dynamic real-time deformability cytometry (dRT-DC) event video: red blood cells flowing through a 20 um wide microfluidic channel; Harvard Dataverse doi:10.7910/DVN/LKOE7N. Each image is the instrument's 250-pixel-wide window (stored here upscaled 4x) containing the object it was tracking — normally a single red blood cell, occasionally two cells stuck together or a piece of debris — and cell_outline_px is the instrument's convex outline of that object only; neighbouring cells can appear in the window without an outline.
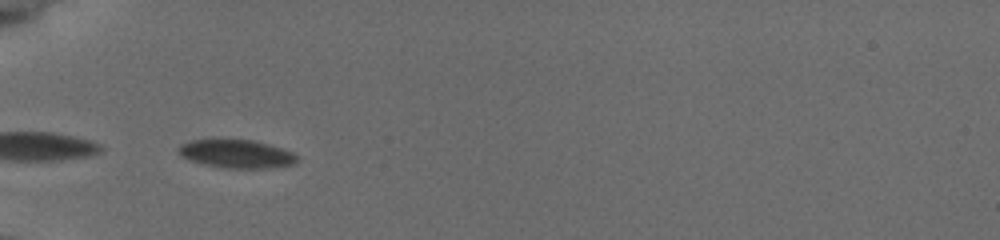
{"species": "common noctule bat (a hibernating species)", "species_latin": "Nyctalus noctula", "temperature_condition": "cold", "stored_images_in_passage": 19, "camera_frame_rate_fps": 3000, "um_per_image_px": 0.085, "animal": {"sex": "female", "body_mass_g": 19.5, "forearm_length_mm": 54.1}, "frame": {"image": 1, "passage_image": 1, "time_ms": 0.0, "image_size_px": [1000, 240], "cell_outline_px": [[296, 164], [268, 168], [224, 168], [188, 160], [180, 156], [180, 144], [192, 140], [252, 140], [268, 144], [292, 152], [296, 156]], "centroid_in_image_um": [20.1, 13.09], "position_along_channel_um": 64.9, "area_um2": 19.25}}
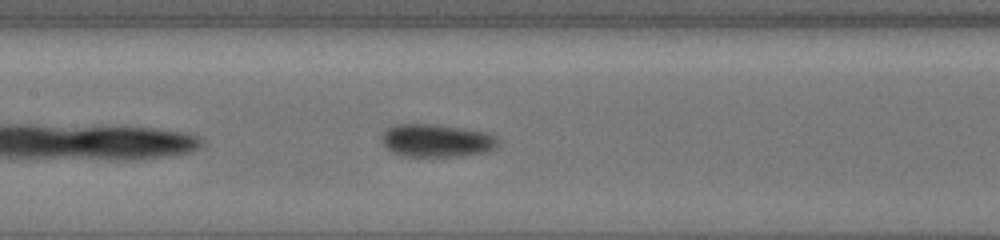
{"frame": {"image": 2, "passage_image": 10, "time_ms": 3.0, "image_size_px": [1000, 240], "cell_outline_px": [[500, 144], [496, 148], [488, 152], [460, 156], [400, 156], [392, 152], [380, 140], [380, 136], [392, 124], [436, 124], [464, 128], [488, 132], [496, 136], [500, 140]], "centroid_in_image_um": [37.15, 11.94], "position_along_channel_um": 170.2, "area_um2": 22.77}}
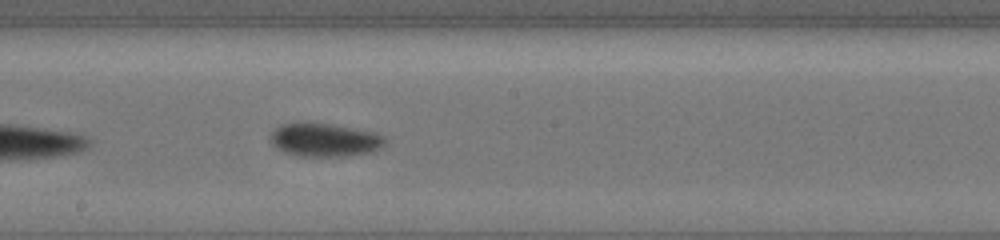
{"frame": {"image": 3, "passage_image": 14, "time_ms": 4.333, "image_size_px": [1000, 240], "cell_outline_px": [[384, 144], [380, 148], [372, 152], [344, 156], [296, 156], [284, 152], [276, 148], [268, 140], [272, 132], [276, 128], [284, 124], [296, 120], [328, 124], [372, 132], [384, 136]], "centroid_in_image_um": [27.5, 11.88], "position_along_channel_um": 220.7, "area_um2": 22.43}}